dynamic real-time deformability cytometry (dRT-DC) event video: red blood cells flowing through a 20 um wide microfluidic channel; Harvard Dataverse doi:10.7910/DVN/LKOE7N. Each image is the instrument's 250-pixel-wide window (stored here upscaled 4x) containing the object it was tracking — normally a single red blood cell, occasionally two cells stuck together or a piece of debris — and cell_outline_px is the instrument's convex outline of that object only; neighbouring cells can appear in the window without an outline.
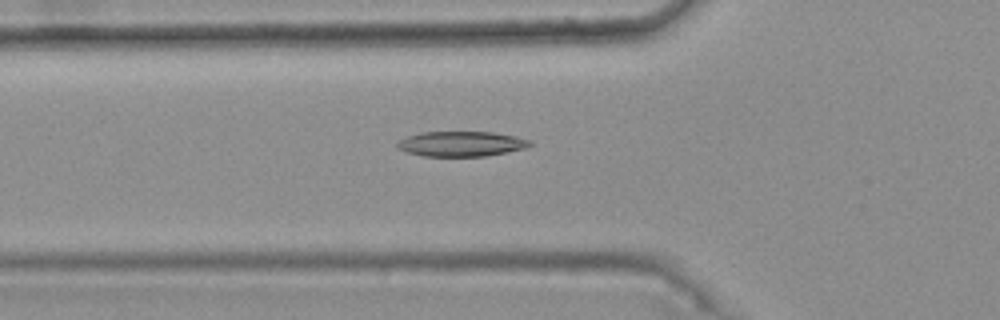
{"species": "common noctule bat (a hibernating species)", "species_latin": "Nyctalus noctula", "temperature_condition": "warm", "stored_images_in_passage": 49, "camera_frame_rate_fps": 3000, "um_per_image_px": 0.085, "animal": {"sex": "female", "body_mass_g": 25.1}, "frame": {"image": 1, "passage_image": 19, "time_ms": 6.0, "image_size_px": [1000, 320], "cell_outline_px": [[532, 144], [524, 148], [484, 156], [424, 156], [404, 152], [396, 148], [396, 140], [420, 132], [492, 132], [516, 136], [532, 140]], "centroid_in_image_um": [39.14, 12.22], "position_along_channel_um": 86.7, "area_um2": 19.48}}
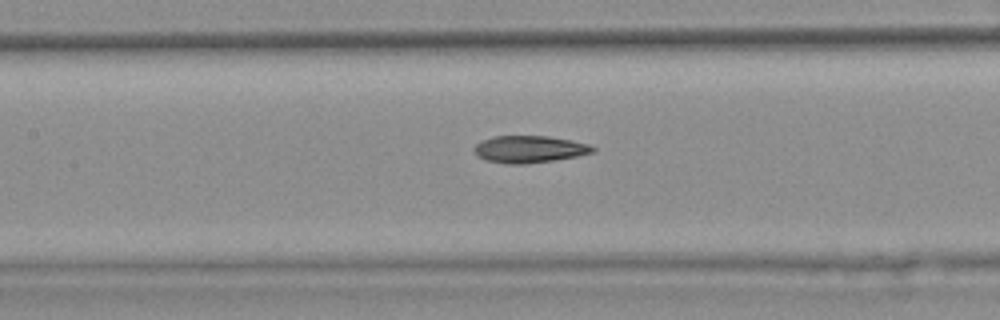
{"frame": {"image": 2, "passage_image": 25, "time_ms": 8.0, "image_size_px": [1000, 320], "cell_outline_px": [[596, 152], [576, 156], [552, 160], [524, 164], [508, 164], [488, 160], [476, 156], [472, 148], [476, 144], [492, 136], [548, 136], [588, 144], [596, 148]], "centroid_in_image_um": [44.97, 12.68], "position_along_channel_um": 162.4, "area_um2": 18.55}}
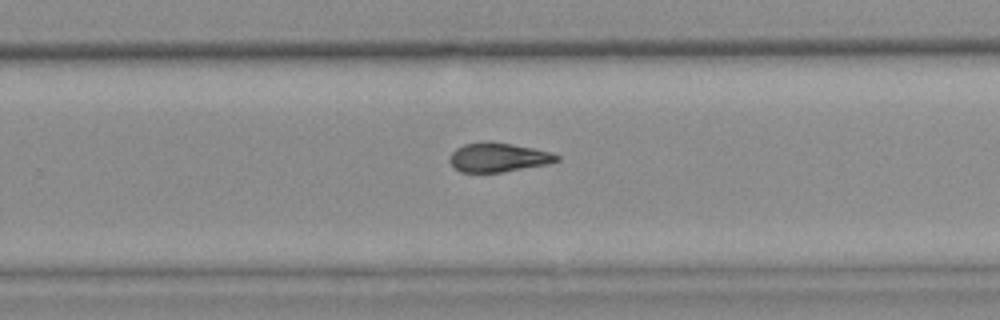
{"frame": {"image": 3, "passage_image": 35, "time_ms": 11.333, "image_size_px": [1000, 320], "cell_outline_px": [[560, 160], [548, 164], [500, 172], [460, 172], [448, 160], [452, 152], [456, 148], [464, 144], [484, 140], [492, 140], [552, 152], [560, 156]], "centroid_in_image_um": [42.35, 13.35], "position_along_channel_um": 287.5, "area_um2": 18.32}, "authors_computed_cell_mechanics": {"area_um2": 18.785, "velocity_mm_per_s": 3.7581, "shape_relaxation_time_tau1_ms": null, "shape_relaxation_time_tau2_ms": 5.0163, "deformation_change_tau1": null, "deformation_change_tau2": 0.1417}}